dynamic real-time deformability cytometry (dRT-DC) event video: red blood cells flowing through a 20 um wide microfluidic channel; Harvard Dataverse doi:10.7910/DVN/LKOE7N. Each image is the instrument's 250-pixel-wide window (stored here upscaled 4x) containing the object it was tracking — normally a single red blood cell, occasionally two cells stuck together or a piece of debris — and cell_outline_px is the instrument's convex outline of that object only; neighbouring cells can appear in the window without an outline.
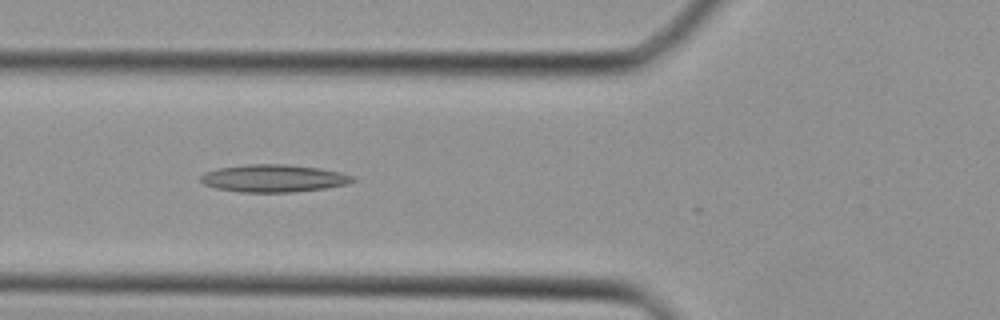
{"species": "Egyptian fruit bat (a non-hibernating species)", "species_latin": "Rousettus aegyptiacus", "temperature_condition": "cold", "stored_images_in_passage": 16, "camera_frame_rate_fps": 3000, "um_per_image_px": 0.085, "animal": {"sex": "female"}, "frame": {"image": 1, "passage_image": 13, "time_ms": 4.0, "image_size_px": [1000, 320], "cell_outline_px": [[356, 180], [348, 184], [324, 188], [292, 192], [240, 192], [216, 188], [204, 184], [200, 180], [200, 176], [204, 172], [216, 168], [244, 164], [284, 164], [320, 168], [340, 172], [352, 176]], "centroid_in_image_um": [23.22, 15.15], "position_along_channel_um": 102.6, "area_um2": 24.45}}
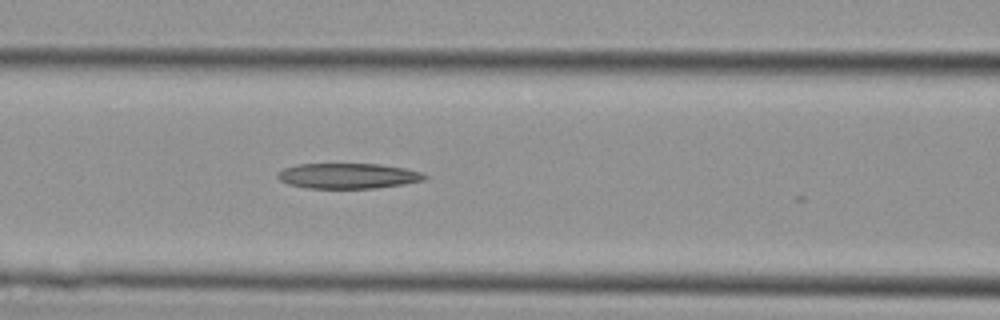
{"frame": {"image": 2, "passage_image": 15, "time_ms": 4.667, "image_size_px": [1000, 320], "cell_outline_px": [[428, 176], [424, 180], [404, 184], [376, 188], [308, 188], [288, 184], [280, 180], [276, 176], [276, 172], [284, 168], [296, 164], [380, 164], [404, 168], [420, 172]], "centroid_in_image_um": [29.55, 14.95], "position_along_channel_um": 137.1, "area_um2": 21.73}}